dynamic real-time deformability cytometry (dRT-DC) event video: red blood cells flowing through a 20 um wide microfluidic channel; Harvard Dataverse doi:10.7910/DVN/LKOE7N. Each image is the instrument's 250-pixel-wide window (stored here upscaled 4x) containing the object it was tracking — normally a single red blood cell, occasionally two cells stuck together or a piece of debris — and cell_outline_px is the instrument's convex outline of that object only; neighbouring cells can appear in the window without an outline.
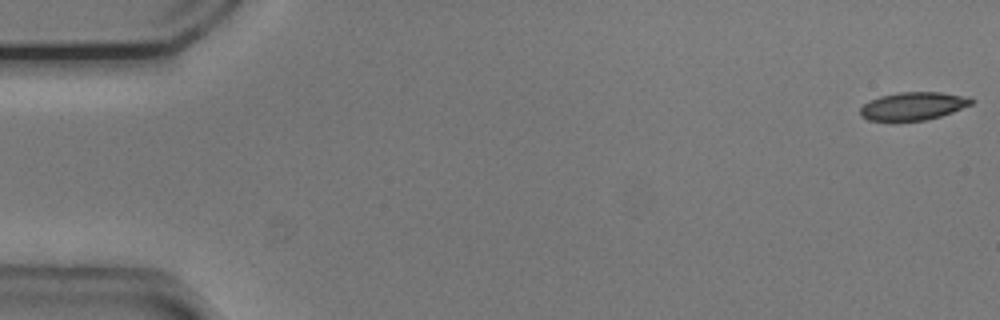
{"species": "common noctule bat (a hibernating species)", "species_latin": "Nyctalus noctula", "temperature_condition": "cold", "stored_images_in_passage": 12, "camera_frame_rate_fps": 3000, "um_per_image_px": 0.085, "animal": {"sex": "male", "body_mass_g": 20.5, "forearm_length_mm": 52.5}, "frame": {"image": 1, "passage_image": 1, "time_ms": 0.0, "image_size_px": [1000, 320], "cell_outline_px": [[976, 100], [972, 104], [952, 112], [940, 116], [924, 120], [892, 124], [868, 120], [860, 116], [860, 108], [864, 104], [880, 96], [900, 92], [940, 92], [968, 96]], "centroid_in_image_um": [77.58, 9.06], "position_along_channel_um": 7.4, "area_um2": 18.79}}